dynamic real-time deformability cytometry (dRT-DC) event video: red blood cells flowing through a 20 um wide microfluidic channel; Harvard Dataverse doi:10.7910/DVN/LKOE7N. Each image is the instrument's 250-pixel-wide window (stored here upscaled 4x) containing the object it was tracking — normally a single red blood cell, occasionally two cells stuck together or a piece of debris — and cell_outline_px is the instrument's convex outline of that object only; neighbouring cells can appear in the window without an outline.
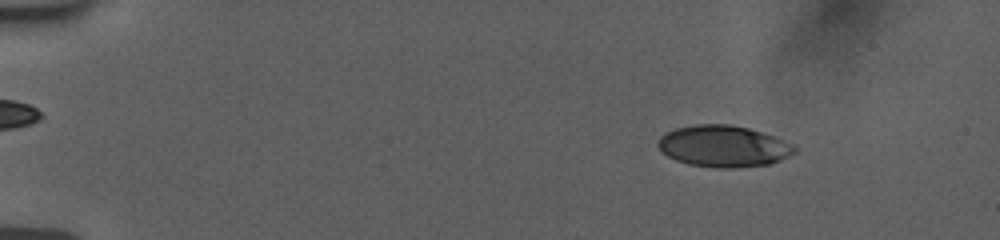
{"species": "human", "species_latin": "Homo sapiens", "temperature_condition": "room temperature", "stored_images_in_passage": 55, "camera_frame_rate_fps": 3000, "um_per_image_px": 0.085, "donor": {"sex": "female"}, "frame": {"image": 1, "passage_image": 8, "time_ms": 2.333, "image_size_px": [1000, 240], "cell_outline_px": [[796, 152], [780, 160], [768, 164], [732, 168], [716, 168], [688, 164], [676, 160], [668, 156], [656, 144], [660, 136], [664, 132], [676, 128], [696, 124], [728, 124], [748, 128], [772, 136], [792, 144], [796, 148]], "centroid_in_image_um": [61.46, 12.43], "position_along_channel_um": 23.5, "area_um2": 32.83}}
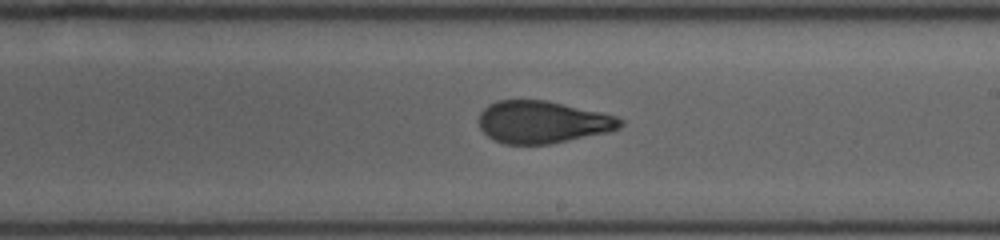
{"frame": {"image": 2, "passage_image": 34, "time_ms": 11.0, "image_size_px": [1000, 240], "cell_outline_px": [[624, 124], [620, 128], [608, 132], [548, 144], [504, 144], [488, 136], [480, 128], [480, 112], [488, 104], [496, 100], [548, 100], [600, 112], [616, 116], [624, 120]], "centroid_in_image_um": [46.13, 10.36], "position_along_channel_um": 242.9, "area_um2": 34.8}}
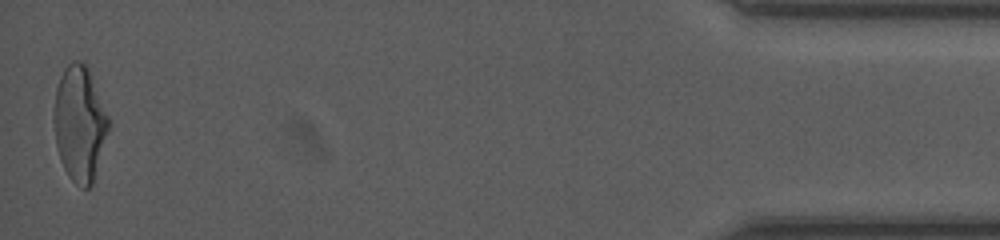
{"frame": {"image": 3, "passage_image": 55, "time_ms": 18.0, "image_size_px": [1000, 240], "cell_outline_px": [[112, 120], [92, 184], [88, 188], [84, 188], [76, 184], [68, 176], [60, 160], [56, 144], [52, 120], [52, 108], [56, 88], [60, 76], [64, 68], [72, 60], [84, 60], [88, 64]], "centroid_in_image_um": [6.78, 10.41], "position_along_channel_um": 428.4, "area_um2": 37.92}, "authors_computed_cell_mechanics": {"area_um2": 34.969, "velocity_mm_per_s": 3.7874, "shape_relaxation_time_tau1_ms": 6.6967, "shape_relaxation_time_tau2_ms": 1.2857, "deformation_change_tau1": 0.2119, "deformation_change_tau2": 0.0868}}